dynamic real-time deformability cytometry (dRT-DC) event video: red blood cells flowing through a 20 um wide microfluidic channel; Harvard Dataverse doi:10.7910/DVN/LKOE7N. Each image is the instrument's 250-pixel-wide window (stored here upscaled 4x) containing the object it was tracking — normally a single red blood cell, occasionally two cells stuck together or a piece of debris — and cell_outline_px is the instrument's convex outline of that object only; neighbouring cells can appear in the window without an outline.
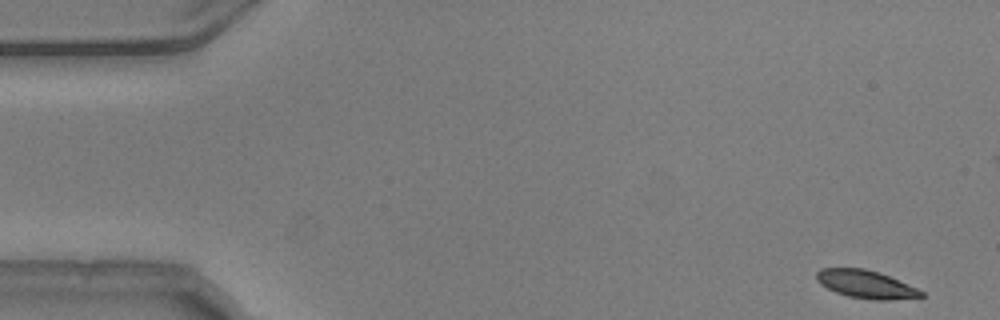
{"species": "common noctule bat (a hibernating species)", "species_latin": "Nyctalus noctula", "temperature_condition": "warm", "stored_images_in_passage": 53, "camera_frame_rate_fps": 3000, "um_per_image_px": 0.085, "animal": {"sex": "male", "body_mass_g": 20.5, "forearm_length_mm": 52.5}, "frame": {"image": 1, "passage_image": 1, "time_ms": 0.0, "image_size_px": [1000, 320], "cell_outline_px": [[924, 296], [892, 300], [872, 300], [848, 296], [836, 292], [820, 284], [816, 280], [816, 272], [820, 268], [864, 268], [880, 272], [916, 288], [924, 292]], "centroid_in_image_um": [73.57, 24.16], "position_along_channel_um": 11.4, "area_um2": 17.05}}
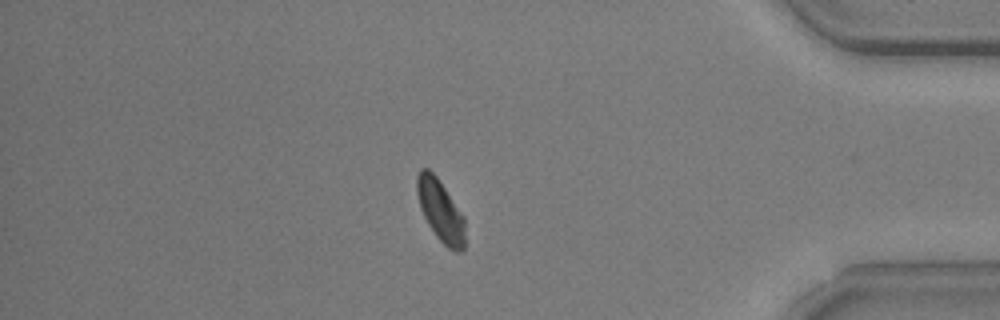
{"frame": {"image": 2, "passage_image": 45, "time_ms": 14.667, "image_size_px": [1000, 320], "cell_outline_px": [[464, 252], [456, 252], [448, 248], [436, 236], [428, 224], [420, 208], [416, 192], [416, 176], [420, 168], [428, 168], [436, 176], [464, 216]], "centroid_in_image_um": [37.42, 17.9], "position_along_channel_um": 397.8, "area_um2": 17.28}}
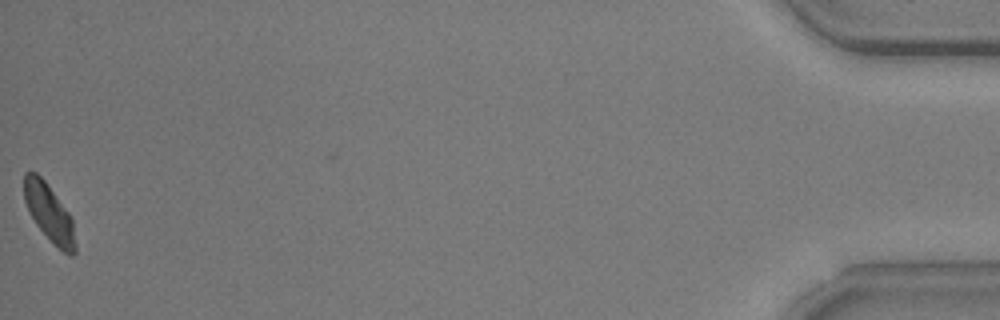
{"frame": {"image": 3, "passage_image": 53, "time_ms": 17.333, "image_size_px": [1000, 320], "cell_outline_px": [[76, 252], [72, 256], [68, 256], [36, 224], [24, 200], [24, 172], [36, 172], [44, 180], [68, 212], [72, 220], [76, 244]], "centroid_in_image_um": [4.19, 18.09], "position_along_channel_um": 431.0, "area_um2": 16.59}, "authors_computed_cell_mechanics": {"area_um2": 18.0336, "velocity_mm_per_s": 3.7134, "shape_relaxation_time_tau1_ms": 2.8285, "shape_relaxation_time_tau2_ms": null, "deformation_change_tau1": 0.1107, "deformation_change_tau2": null}}